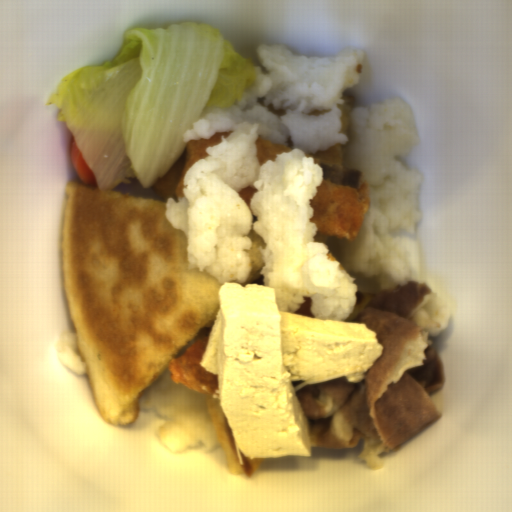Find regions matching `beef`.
I'll list each match as a JSON object with an SVG mask.
<instances>
[{"label":"beef","mask_w":512,"mask_h":512,"mask_svg":"<svg viewBox=\"0 0 512 512\" xmlns=\"http://www.w3.org/2000/svg\"><path fill=\"white\" fill-rule=\"evenodd\" d=\"M425 296L431 290L418 280L357 292L343 322L375 330L383 352L367 371L291 381L311 448L350 449L361 439L359 460L376 469L384 452L439 420L432 393L445 385L440 354L410 317Z\"/></svg>","instance_id":"beef-1"}]
</instances>
